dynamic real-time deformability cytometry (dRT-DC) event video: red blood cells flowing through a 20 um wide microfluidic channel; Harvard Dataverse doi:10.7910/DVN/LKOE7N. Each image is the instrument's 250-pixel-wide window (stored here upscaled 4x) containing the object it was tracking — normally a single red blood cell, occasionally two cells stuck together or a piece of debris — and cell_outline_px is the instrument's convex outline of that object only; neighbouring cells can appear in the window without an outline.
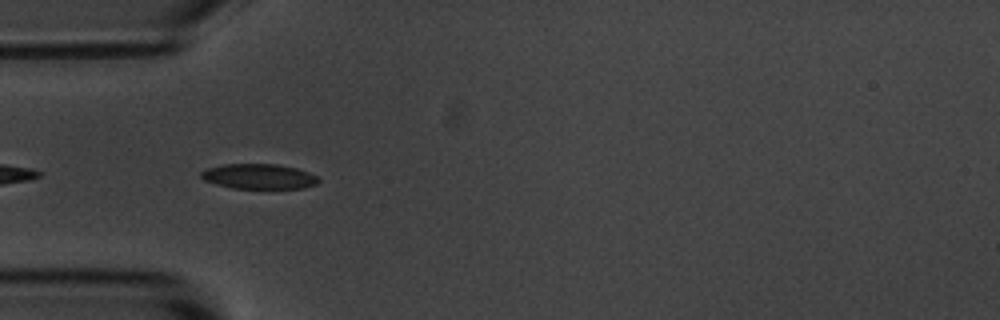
{"species": "common noctule bat (a hibernating species)", "species_latin": "Nyctalus noctula", "temperature_condition": "room temperature", "stored_images_in_passage": 6, "camera_frame_rate_fps": 3000, "um_per_image_px": 0.085, "animal": {"sex": "male", "body_mass_g": 20.1, "forearm_length_mm": 53.5}, "frame": {"image": 1, "passage_image": 5, "time_ms": 4.667, "image_size_px": [1000, 320], "cell_outline_px": [[320, 180], [316, 184], [304, 188], [232, 188], [216, 184], [204, 180], [200, 176], [200, 172], [208, 168], [224, 164], [276, 164], [296, 168], [308, 172], [316, 176]], "centroid_in_image_um": [22.0, 14.99], "position_along_channel_um": 63.0, "area_um2": 17.05}}